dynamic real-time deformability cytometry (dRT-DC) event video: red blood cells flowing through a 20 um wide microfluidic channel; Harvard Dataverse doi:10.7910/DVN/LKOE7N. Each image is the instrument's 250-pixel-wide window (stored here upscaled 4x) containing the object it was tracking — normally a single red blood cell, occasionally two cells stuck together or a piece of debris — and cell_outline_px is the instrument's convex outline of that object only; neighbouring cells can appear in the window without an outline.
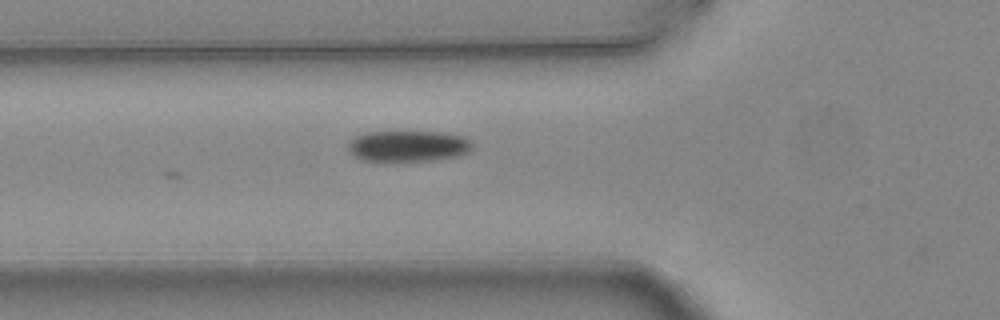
{"species": "common noctule bat (a hibernating species)", "species_latin": "Nyctalus noctula", "temperature_condition": "warm", "stored_images_in_passage": 6, "camera_frame_rate_fps": 3000, "um_per_image_px": 0.085, "animal": {"sex": "female", "body_mass_g": 24.6, "forearm_length_mm": 56.2}, "frame": {"image": 1, "passage_image": 6, "time_ms": 1.667, "image_size_px": [1000, 320], "cell_outline_px": [[472, 152], [456, 156], [432, 160], [388, 164], [380, 164], [360, 160], [352, 156], [348, 152], [348, 144], [356, 136], [364, 132], [444, 132], [464, 136], [472, 140]], "centroid_in_image_um": [34.65, 12.47], "position_along_channel_um": 91.2, "area_um2": 23.7}}